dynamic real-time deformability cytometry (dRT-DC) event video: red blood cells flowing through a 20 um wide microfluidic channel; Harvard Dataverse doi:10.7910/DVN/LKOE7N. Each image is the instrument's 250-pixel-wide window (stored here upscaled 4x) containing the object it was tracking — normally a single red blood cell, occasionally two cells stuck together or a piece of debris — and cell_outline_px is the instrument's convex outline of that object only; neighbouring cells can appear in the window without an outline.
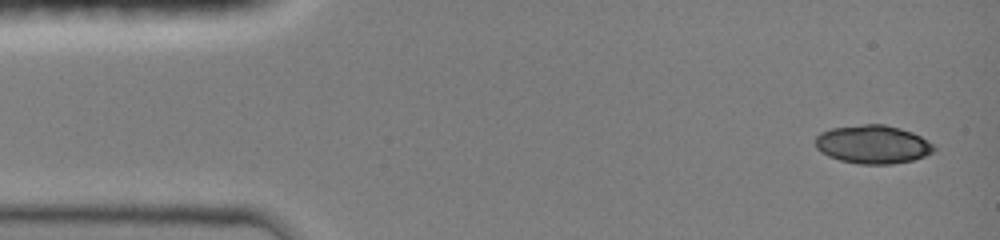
{"species": "common noctule bat (a hibernating species)", "species_latin": "Nyctalus noctula", "temperature_condition": "room temperature", "stored_images_in_passage": 8, "camera_frame_rate_fps": 3000, "um_per_image_px": 0.085, "animal": {"sex": "female", "body_mass_g": 19.0, "forearm_length_mm": 51.5}, "frame": {"image": 1, "passage_image": 1, "time_ms": 0.0, "image_size_px": [1000, 240], "cell_outline_px": [[936, 148], [932, 152], [924, 156], [912, 160], [888, 164], [860, 164], [840, 160], [828, 156], [816, 148], [816, 136], [820, 132], [832, 128], [864, 124], [884, 124], [900, 128], [912, 132], [920, 136], [932, 144]], "centroid_in_image_um": [74.17, 12.27], "position_along_channel_um": 10.8, "area_um2": 26.36}}
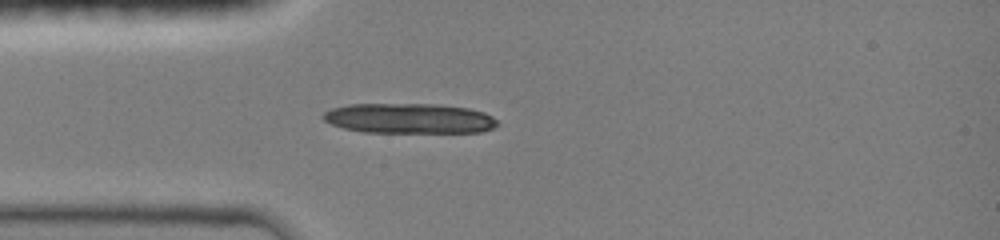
{"frame": {"image": 2, "passage_image": 6, "time_ms": 3.333, "image_size_px": [1000, 240], "cell_outline_px": [[500, 124], [492, 128], [480, 132], [364, 132], [344, 128], [332, 124], [324, 120], [320, 116], [324, 112], [332, 108], [348, 104], [436, 104], [468, 108], [484, 112], [492, 116]], "centroid_in_image_um": [34.77, 10.06], "position_along_channel_um": 50.2, "area_um2": 30.58}}